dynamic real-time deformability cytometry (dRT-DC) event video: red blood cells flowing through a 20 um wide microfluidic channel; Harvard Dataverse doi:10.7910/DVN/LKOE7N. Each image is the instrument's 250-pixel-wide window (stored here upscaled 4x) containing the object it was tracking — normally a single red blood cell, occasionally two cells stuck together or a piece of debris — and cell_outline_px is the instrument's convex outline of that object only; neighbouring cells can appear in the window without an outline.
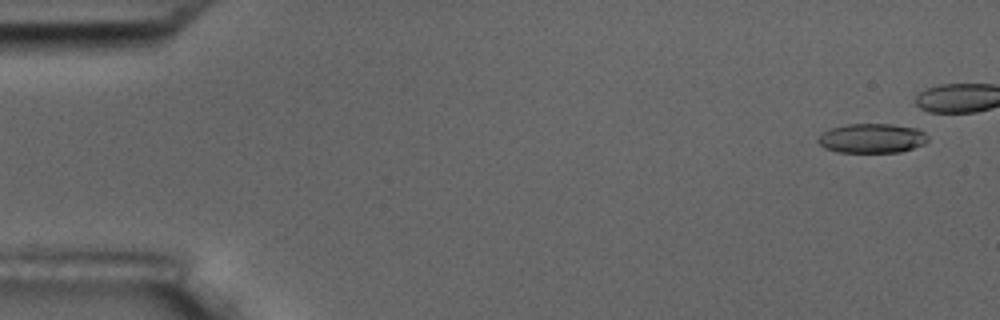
{"species": "common noctule bat (a hibernating species)", "species_latin": "Nyctalus noctula", "temperature_condition": "room temperature", "stored_images_in_passage": 6, "camera_frame_rate_fps": 3000, "um_per_image_px": 0.085, "animal": {"sex": "male", "body_mass_g": 17.5, "forearm_length_mm": 52.3}, "frame": {"image": 1, "passage_image": 1, "time_ms": 0.0, "image_size_px": [1000, 320], "cell_outline_px": [[928, 140], [924, 144], [900, 152], [836, 152], [824, 148], [816, 140], [824, 132], [832, 128], [848, 124], [892, 124], [916, 128], [924, 132], [928, 136]], "centroid_in_image_um": [74.12, 11.76], "position_along_channel_um": 10.9, "area_um2": 18.79}}
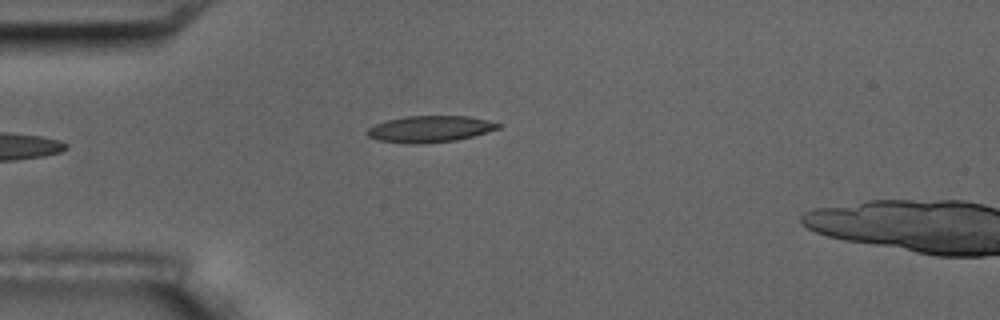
{"frame": {"image": 2, "passage_image": 6, "time_ms": 5.667, "image_size_px": [1000, 320], "cell_outline_px": [[504, 124], [500, 128], [472, 136], [456, 140], [424, 144], [412, 144], [380, 140], [368, 136], [364, 132], [368, 128], [376, 124], [388, 120], [404, 116], [468, 116], [488, 120]], "centroid_in_image_um": [36.56, 10.96], "position_along_channel_um": 48.4, "area_um2": 20.23}}